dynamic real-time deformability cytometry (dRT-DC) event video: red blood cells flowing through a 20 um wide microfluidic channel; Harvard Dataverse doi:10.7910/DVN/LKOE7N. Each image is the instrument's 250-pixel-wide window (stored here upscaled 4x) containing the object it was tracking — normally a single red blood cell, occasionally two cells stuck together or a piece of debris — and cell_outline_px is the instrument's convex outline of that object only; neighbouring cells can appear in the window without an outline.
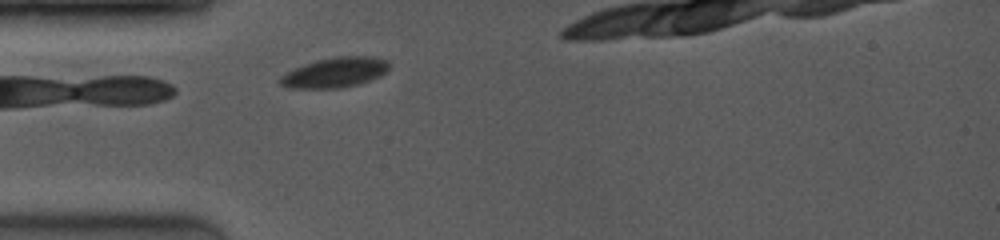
{"species": "common noctule bat (a hibernating species)", "species_latin": "Nyctalus noctula", "temperature_condition": "room temperature", "stored_images_in_passage": 4, "camera_frame_rate_fps": 4000, "um_per_image_px": 0.085, "animal": {"sex": "female", "body_mass_g": 19.0, "forearm_length_mm": 53.3}, "frame": {"image": 1, "passage_image": 2, "time_ms": 0.25, "image_size_px": [1000, 240], "cell_outline_px": [[392, 64], [380, 76], [360, 84], [344, 88], [288, 88], [280, 84], [280, 76], [296, 68], [320, 60], [340, 56], [372, 56], [388, 60]], "centroid_in_image_um": [28.54, 6.17], "position_along_channel_um": 56.5, "area_um2": 18.9}}